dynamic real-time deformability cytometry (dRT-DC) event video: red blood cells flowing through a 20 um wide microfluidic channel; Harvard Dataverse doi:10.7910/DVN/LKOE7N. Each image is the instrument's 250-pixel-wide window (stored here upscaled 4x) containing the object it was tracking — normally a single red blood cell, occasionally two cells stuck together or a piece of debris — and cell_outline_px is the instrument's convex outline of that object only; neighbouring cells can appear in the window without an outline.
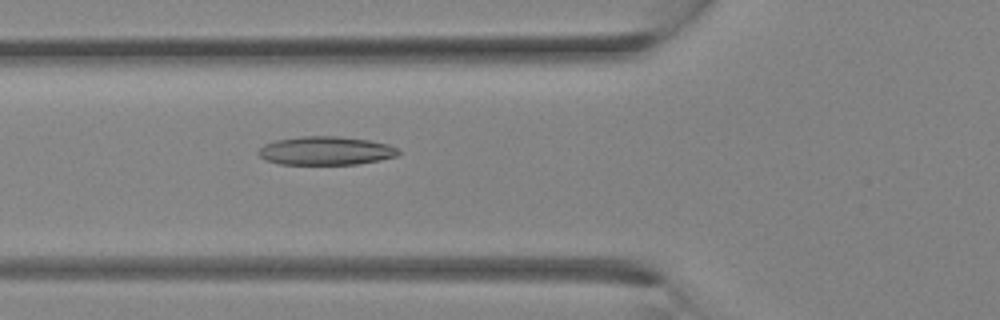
{"species": "Egyptian fruit bat (a non-hibernating species)", "species_latin": "Rousettus aegyptiacus", "temperature_condition": "room temperature", "stored_images_in_passage": 5, "camera_frame_rate_fps": 3000, "um_per_image_px": 0.085, "animal": {"sex": "female"}, "frame": {"image": 1, "passage_image": 5, "time_ms": 1.333, "image_size_px": [1000, 320], "cell_outline_px": [[400, 152], [396, 156], [380, 160], [356, 164], [280, 164], [264, 160], [256, 152], [264, 144], [276, 140], [300, 136], [340, 136], [368, 140], [388, 144], [400, 148]], "centroid_in_image_um": [27.69, 12.81], "position_along_channel_um": 98.1, "area_um2": 23.41}}